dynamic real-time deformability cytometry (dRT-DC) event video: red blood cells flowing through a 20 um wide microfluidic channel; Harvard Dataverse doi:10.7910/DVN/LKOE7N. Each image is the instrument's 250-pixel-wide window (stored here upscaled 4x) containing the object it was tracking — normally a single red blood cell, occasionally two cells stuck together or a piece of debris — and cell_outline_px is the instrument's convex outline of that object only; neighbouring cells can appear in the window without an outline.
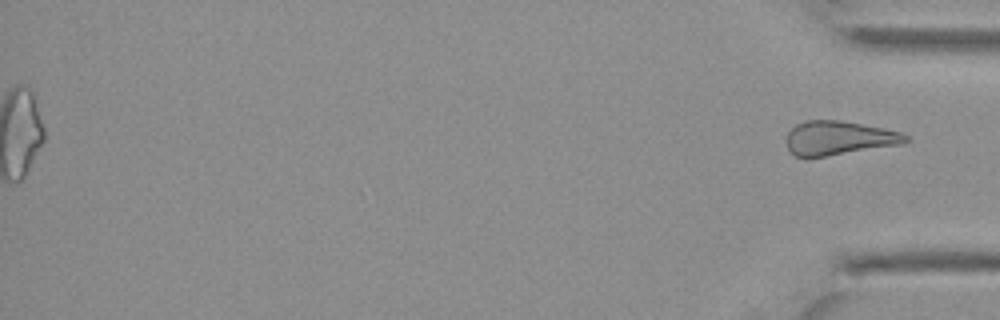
{"species": "Egyptian fruit bat (a non-hibernating species)", "species_latin": "Rousettus aegyptiacus", "temperature_condition": "cold", "stored_images_in_passage": 43, "segment_of_instrument_passage": [2, 2], "camera_frame_rate_fps": 3000, "um_per_image_px": 0.085, "animal": {"sex": "female"}, "frame": {"image": 1, "passage_image": 43, "time_ms": 14.0, "image_size_px": [1000, 320], "cell_outline_px": [[912, 140], [900, 144], [824, 156], [796, 156], [788, 148], [788, 132], [796, 124], [808, 120], [840, 120], [900, 132], [908, 136]], "centroid_in_image_um": [71.31, 11.72], "position_along_channel_um": 363.9, "area_um2": 22.95}}